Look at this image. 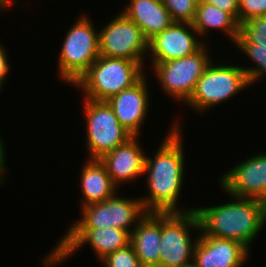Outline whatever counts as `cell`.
Masks as SVG:
<instances>
[{"instance_id": "cell-24", "label": "cell", "mask_w": 266, "mask_h": 267, "mask_svg": "<svg viewBox=\"0 0 266 267\" xmlns=\"http://www.w3.org/2000/svg\"><path fill=\"white\" fill-rule=\"evenodd\" d=\"M266 17H254L239 26L237 39H265Z\"/></svg>"}, {"instance_id": "cell-6", "label": "cell", "mask_w": 266, "mask_h": 267, "mask_svg": "<svg viewBox=\"0 0 266 267\" xmlns=\"http://www.w3.org/2000/svg\"><path fill=\"white\" fill-rule=\"evenodd\" d=\"M67 230L51 252L44 255L41 261L44 267L60 266L85 244L90 245L96 257L101 261L108 254L129 245L131 239L129 232L113 227L68 228Z\"/></svg>"}, {"instance_id": "cell-22", "label": "cell", "mask_w": 266, "mask_h": 267, "mask_svg": "<svg viewBox=\"0 0 266 267\" xmlns=\"http://www.w3.org/2000/svg\"><path fill=\"white\" fill-rule=\"evenodd\" d=\"M174 22L193 23L199 0H162Z\"/></svg>"}, {"instance_id": "cell-1", "label": "cell", "mask_w": 266, "mask_h": 267, "mask_svg": "<svg viewBox=\"0 0 266 267\" xmlns=\"http://www.w3.org/2000/svg\"><path fill=\"white\" fill-rule=\"evenodd\" d=\"M173 123L154 152V158L145 157L143 175H147L146 185L149 191L140 196V199L147 212H189L195 209H180L177 204L183 191L186 156L181 131L183 127H180L177 118Z\"/></svg>"}, {"instance_id": "cell-3", "label": "cell", "mask_w": 266, "mask_h": 267, "mask_svg": "<svg viewBox=\"0 0 266 267\" xmlns=\"http://www.w3.org/2000/svg\"><path fill=\"white\" fill-rule=\"evenodd\" d=\"M145 69L137 61L100 55L74 86L82 90L83 98L108 101L137 83Z\"/></svg>"}, {"instance_id": "cell-12", "label": "cell", "mask_w": 266, "mask_h": 267, "mask_svg": "<svg viewBox=\"0 0 266 267\" xmlns=\"http://www.w3.org/2000/svg\"><path fill=\"white\" fill-rule=\"evenodd\" d=\"M198 36L192 23L174 22L148 41L150 64L153 66L198 52L206 44Z\"/></svg>"}, {"instance_id": "cell-29", "label": "cell", "mask_w": 266, "mask_h": 267, "mask_svg": "<svg viewBox=\"0 0 266 267\" xmlns=\"http://www.w3.org/2000/svg\"><path fill=\"white\" fill-rule=\"evenodd\" d=\"M17 0H0V12L5 11L8 8L10 9V6L15 3Z\"/></svg>"}, {"instance_id": "cell-20", "label": "cell", "mask_w": 266, "mask_h": 267, "mask_svg": "<svg viewBox=\"0 0 266 267\" xmlns=\"http://www.w3.org/2000/svg\"><path fill=\"white\" fill-rule=\"evenodd\" d=\"M192 24L201 38L203 36L205 38V35L211 32L209 30L215 29L217 31L218 29V32L225 33L223 36H228L230 41L235 44L239 35L240 24L230 13L205 2H198L196 16Z\"/></svg>"}, {"instance_id": "cell-30", "label": "cell", "mask_w": 266, "mask_h": 267, "mask_svg": "<svg viewBox=\"0 0 266 267\" xmlns=\"http://www.w3.org/2000/svg\"><path fill=\"white\" fill-rule=\"evenodd\" d=\"M262 207L266 210V191L265 193L262 195V197L259 199Z\"/></svg>"}, {"instance_id": "cell-18", "label": "cell", "mask_w": 266, "mask_h": 267, "mask_svg": "<svg viewBox=\"0 0 266 267\" xmlns=\"http://www.w3.org/2000/svg\"><path fill=\"white\" fill-rule=\"evenodd\" d=\"M161 213L147 212L131 232L130 243L144 267H159Z\"/></svg>"}, {"instance_id": "cell-4", "label": "cell", "mask_w": 266, "mask_h": 267, "mask_svg": "<svg viewBox=\"0 0 266 267\" xmlns=\"http://www.w3.org/2000/svg\"><path fill=\"white\" fill-rule=\"evenodd\" d=\"M88 15H80L66 32L59 51V80L74 87L100 56L99 30Z\"/></svg>"}, {"instance_id": "cell-13", "label": "cell", "mask_w": 266, "mask_h": 267, "mask_svg": "<svg viewBox=\"0 0 266 267\" xmlns=\"http://www.w3.org/2000/svg\"><path fill=\"white\" fill-rule=\"evenodd\" d=\"M241 161L220 175V187L232 196L260 199L266 191V153Z\"/></svg>"}, {"instance_id": "cell-7", "label": "cell", "mask_w": 266, "mask_h": 267, "mask_svg": "<svg viewBox=\"0 0 266 267\" xmlns=\"http://www.w3.org/2000/svg\"><path fill=\"white\" fill-rule=\"evenodd\" d=\"M190 230L200 231L195 210L161 213L159 267H182L193 261L199 234L193 239Z\"/></svg>"}, {"instance_id": "cell-8", "label": "cell", "mask_w": 266, "mask_h": 267, "mask_svg": "<svg viewBox=\"0 0 266 267\" xmlns=\"http://www.w3.org/2000/svg\"><path fill=\"white\" fill-rule=\"evenodd\" d=\"M86 118L85 147L88 159H99L106 152L125 144L133 136L119 123L107 101L83 98Z\"/></svg>"}, {"instance_id": "cell-23", "label": "cell", "mask_w": 266, "mask_h": 267, "mask_svg": "<svg viewBox=\"0 0 266 267\" xmlns=\"http://www.w3.org/2000/svg\"><path fill=\"white\" fill-rule=\"evenodd\" d=\"M104 267H144L131 243L123 248H120L100 261Z\"/></svg>"}, {"instance_id": "cell-31", "label": "cell", "mask_w": 266, "mask_h": 267, "mask_svg": "<svg viewBox=\"0 0 266 267\" xmlns=\"http://www.w3.org/2000/svg\"><path fill=\"white\" fill-rule=\"evenodd\" d=\"M182 267H199L194 261H191L190 263H187L186 265H183Z\"/></svg>"}, {"instance_id": "cell-16", "label": "cell", "mask_w": 266, "mask_h": 267, "mask_svg": "<svg viewBox=\"0 0 266 267\" xmlns=\"http://www.w3.org/2000/svg\"><path fill=\"white\" fill-rule=\"evenodd\" d=\"M249 250L231 239L199 235L193 261L199 267H242Z\"/></svg>"}, {"instance_id": "cell-17", "label": "cell", "mask_w": 266, "mask_h": 267, "mask_svg": "<svg viewBox=\"0 0 266 267\" xmlns=\"http://www.w3.org/2000/svg\"><path fill=\"white\" fill-rule=\"evenodd\" d=\"M122 13L132 20L149 41L174 23L162 0H129Z\"/></svg>"}, {"instance_id": "cell-15", "label": "cell", "mask_w": 266, "mask_h": 267, "mask_svg": "<svg viewBox=\"0 0 266 267\" xmlns=\"http://www.w3.org/2000/svg\"><path fill=\"white\" fill-rule=\"evenodd\" d=\"M139 141L138 136H133L125 144L99 158L118 189L122 184L134 182L144 174L146 152Z\"/></svg>"}, {"instance_id": "cell-10", "label": "cell", "mask_w": 266, "mask_h": 267, "mask_svg": "<svg viewBox=\"0 0 266 267\" xmlns=\"http://www.w3.org/2000/svg\"><path fill=\"white\" fill-rule=\"evenodd\" d=\"M206 45L192 55L152 66L161 89L168 97L175 99L174 102L181 101L184 104L190 98L197 81L211 63L210 49Z\"/></svg>"}, {"instance_id": "cell-2", "label": "cell", "mask_w": 266, "mask_h": 267, "mask_svg": "<svg viewBox=\"0 0 266 267\" xmlns=\"http://www.w3.org/2000/svg\"><path fill=\"white\" fill-rule=\"evenodd\" d=\"M231 196V202L195 207L200 235L237 241L249 251L257 234L266 224V210L259 199Z\"/></svg>"}, {"instance_id": "cell-14", "label": "cell", "mask_w": 266, "mask_h": 267, "mask_svg": "<svg viewBox=\"0 0 266 267\" xmlns=\"http://www.w3.org/2000/svg\"><path fill=\"white\" fill-rule=\"evenodd\" d=\"M144 75L133 86L111 97L107 102L112 107L119 123L132 135L139 136L146 122L149 109V90Z\"/></svg>"}, {"instance_id": "cell-26", "label": "cell", "mask_w": 266, "mask_h": 267, "mask_svg": "<svg viewBox=\"0 0 266 267\" xmlns=\"http://www.w3.org/2000/svg\"><path fill=\"white\" fill-rule=\"evenodd\" d=\"M238 1L239 0H199L222 9L230 13L238 21Z\"/></svg>"}, {"instance_id": "cell-9", "label": "cell", "mask_w": 266, "mask_h": 267, "mask_svg": "<svg viewBox=\"0 0 266 267\" xmlns=\"http://www.w3.org/2000/svg\"><path fill=\"white\" fill-rule=\"evenodd\" d=\"M119 194L116 192L105 201L81 207V218L73 221L69 228L113 227L131 234L147 211L139 197L123 198Z\"/></svg>"}, {"instance_id": "cell-11", "label": "cell", "mask_w": 266, "mask_h": 267, "mask_svg": "<svg viewBox=\"0 0 266 267\" xmlns=\"http://www.w3.org/2000/svg\"><path fill=\"white\" fill-rule=\"evenodd\" d=\"M99 31L101 56L137 61L144 66L148 40L141 29L121 11Z\"/></svg>"}, {"instance_id": "cell-21", "label": "cell", "mask_w": 266, "mask_h": 267, "mask_svg": "<svg viewBox=\"0 0 266 267\" xmlns=\"http://www.w3.org/2000/svg\"><path fill=\"white\" fill-rule=\"evenodd\" d=\"M236 49L247 55L255 65L242 67L250 86L266 77V38L265 39H236Z\"/></svg>"}, {"instance_id": "cell-27", "label": "cell", "mask_w": 266, "mask_h": 267, "mask_svg": "<svg viewBox=\"0 0 266 267\" xmlns=\"http://www.w3.org/2000/svg\"><path fill=\"white\" fill-rule=\"evenodd\" d=\"M9 55L3 44L0 43V93L5 85V81L9 77ZM8 75V76H7Z\"/></svg>"}, {"instance_id": "cell-19", "label": "cell", "mask_w": 266, "mask_h": 267, "mask_svg": "<svg viewBox=\"0 0 266 267\" xmlns=\"http://www.w3.org/2000/svg\"><path fill=\"white\" fill-rule=\"evenodd\" d=\"M80 172L82 194L80 207L105 201L118 192V188L113 184L105 166L99 159L87 158Z\"/></svg>"}, {"instance_id": "cell-28", "label": "cell", "mask_w": 266, "mask_h": 267, "mask_svg": "<svg viewBox=\"0 0 266 267\" xmlns=\"http://www.w3.org/2000/svg\"><path fill=\"white\" fill-rule=\"evenodd\" d=\"M4 142H3V138L0 136V184H4L5 183V179H7L5 177V172H6V151H5V146H4Z\"/></svg>"}, {"instance_id": "cell-5", "label": "cell", "mask_w": 266, "mask_h": 267, "mask_svg": "<svg viewBox=\"0 0 266 267\" xmlns=\"http://www.w3.org/2000/svg\"><path fill=\"white\" fill-rule=\"evenodd\" d=\"M219 64H213V60L211 61L197 81L192 95L185 102L195 110L194 113L205 114L210 108L250 88L246 73L240 65Z\"/></svg>"}, {"instance_id": "cell-25", "label": "cell", "mask_w": 266, "mask_h": 267, "mask_svg": "<svg viewBox=\"0 0 266 267\" xmlns=\"http://www.w3.org/2000/svg\"><path fill=\"white\" fill-rule=\"evenodd\" d=\"M266 16V0H239L238 23L241 24L254 17Z\"/></svg>"}]
</instances>
